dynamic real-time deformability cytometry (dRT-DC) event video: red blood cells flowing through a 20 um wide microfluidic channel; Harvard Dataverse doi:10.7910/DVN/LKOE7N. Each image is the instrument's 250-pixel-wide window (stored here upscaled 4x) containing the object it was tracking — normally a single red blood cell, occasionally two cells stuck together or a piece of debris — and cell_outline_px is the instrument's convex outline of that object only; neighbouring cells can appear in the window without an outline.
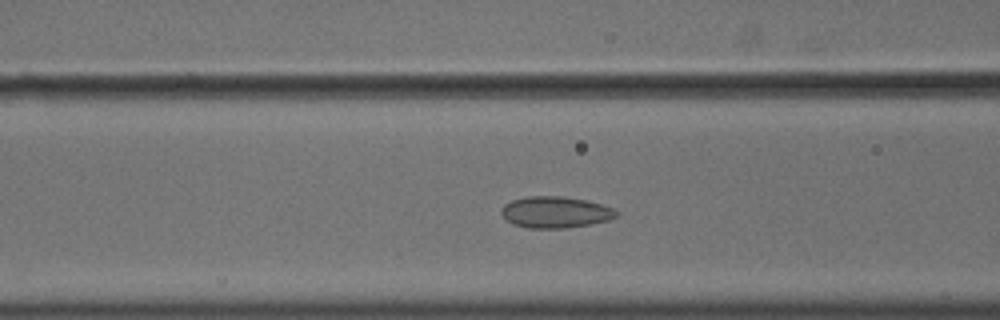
{"species": "common noctule bat (a hibernating species)", "species_latin": "Nyctalus noctula", "temperature_condition": "cold", "stored_images_in_passage": 40, "camera_frame_rate_fps": 3000, "um_per_image_px": 0.085, "animal": {"sex": "male", "body_mass_g": 18.8}, "frame": {"image": 1, "passage_image": 19, "time_ms": 6.0, "image_size_px": [1000, 320], "cell_outline_px": [[620, 212], [616, 216], [608, 220], [592, 224], [564, 228], [528, 228], [512, 224], [500, 212], [500, 208], [504, 204], [512, 200], [528, 196], [564, 196], [584, 200], [616, 208]], "centroid_in_image_um": [47.21, 18.03], "position_along_channel_um": 119.4, "area_um2": 21.15}}
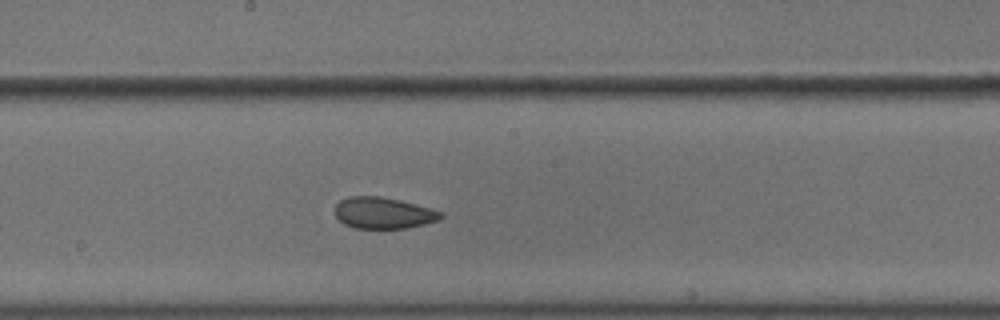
{"frame": {"image": 2, "passage_image": 27, "time_ms": 8.667, "image_size_px": [1000, 320], "cell_outline_px": [[444, 216], [440, 220], [424, 224], [404, 228], [352, 228], [344, 224], [336, 216], [336, 204], [340, 200], [348, 196], [380, 196], [400, 200], [444, 212]], "centroid_in_image_um": [32.6, 18.1], "position_along_channel_um": 215.6, "area_um2": 19.36}}
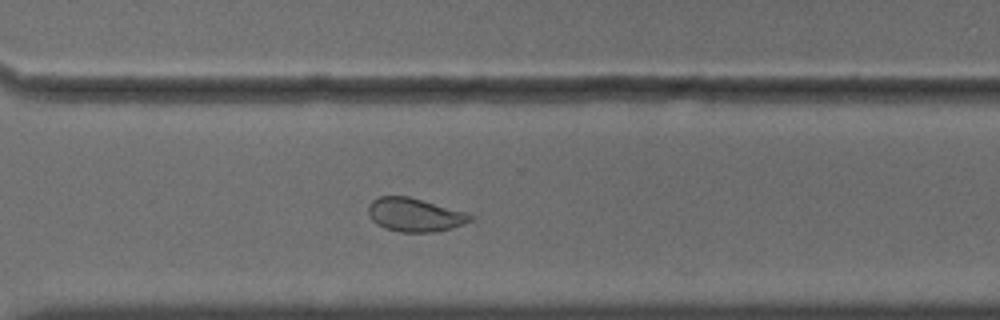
{"frame": {"image": 3, "passage_image": 37, "time_ms": 12.0, "image_size_px": [1000, 320], "cell_outline_px": [[472, 220], [464, 224], [452, 228], [432, 232], [400, 232], [384, 228], [376, 224], [368, 216], [368, 204], [372, 200], [380, 196], [408, 196], [468, 212], [472, 216]], "centroid_in_image_um": [35.24, 18.26], "position_along_channel_um": 335.4, "area_um2": 20.11}}